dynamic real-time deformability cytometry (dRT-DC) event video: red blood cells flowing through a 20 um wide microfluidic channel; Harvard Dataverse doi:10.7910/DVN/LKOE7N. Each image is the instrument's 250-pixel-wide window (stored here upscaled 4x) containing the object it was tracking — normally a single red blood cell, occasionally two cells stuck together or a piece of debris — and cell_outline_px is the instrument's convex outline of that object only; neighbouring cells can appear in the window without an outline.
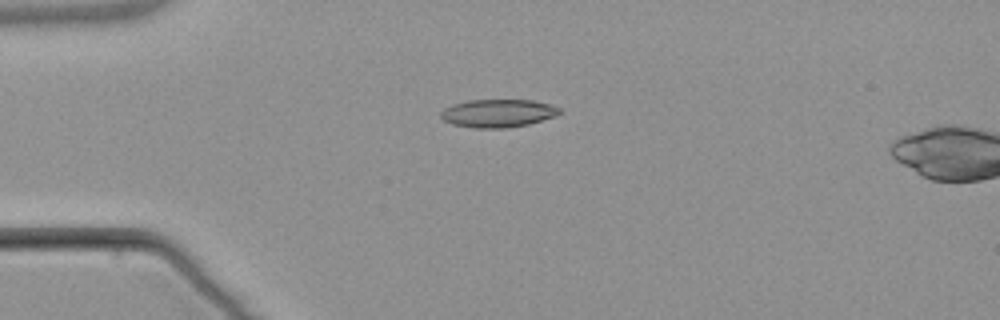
{"species": "common noctule bat (a hibernating species)", "species_latin": "Nyctalus noctula", "temperature_condition": "warm", "stored_images_in_passage": 5, "camera_frame_rate_fps": 3000, "um_per_image_px": 0.085, "animal": {"sex": "male", "body_mass_g": 21.5, "forearm_length_mm": 52.0}, "frame": {"image": 1, "passage_image": 4, "time_ms": 3.333, "image_size_px": [1000, 320], "cell_outline_px": [[564, 112], [528, 124], [508, 128], [472, 128], [452, 124], [444, 120], [440, 116], [440, 112], [444, 108], [452, 104], [468, 100], [532, 100], [552, 104], [560, 108]], "centroid_in_image_um": [42.31, 9.62], "position_along_channel_um": 42.7, "area_um2": 19.48}}